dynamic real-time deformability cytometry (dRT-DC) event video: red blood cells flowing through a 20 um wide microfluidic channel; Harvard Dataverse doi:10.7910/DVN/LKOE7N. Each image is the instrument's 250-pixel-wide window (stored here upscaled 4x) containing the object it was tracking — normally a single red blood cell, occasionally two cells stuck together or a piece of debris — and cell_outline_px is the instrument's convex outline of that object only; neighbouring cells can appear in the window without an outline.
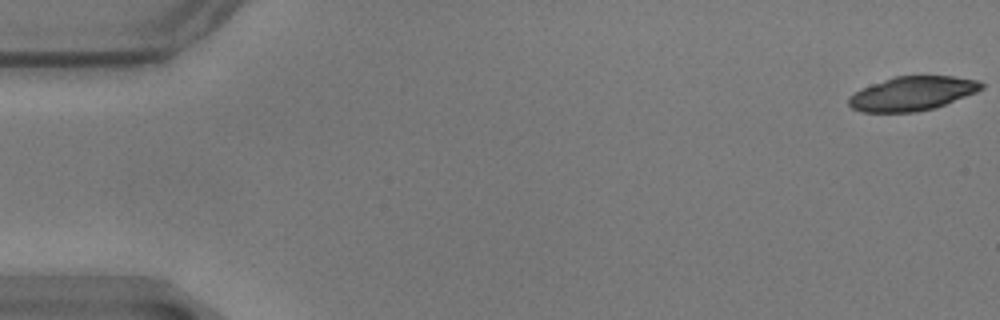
{"species": "common noctule bat (a hibernating species)", "species_latin": "Nyctalus noctula", "temperature_condition": "warm", "stored_images_in_passage": 54, "camera_frame_rate_fps": 3000, "um_per_image_px": 0.085, "animal": {"sex": "male", "body_mass_g": 17.9}, "frame": {"image": 1, "passage_image": 1, "time_ms": 0.0, "image_size_px": [1000, 320], "cell_outline_px": [[984, 88], [976, 92], [944, 104], [932, 108], [916, 112], [864, 112], [852, 108], [848, 104], [848, 96], [860, 88], [896, 76], [952, 76], [980, 80], [984, 84]], "centroid_in_image_um": [77.53, 7.94], "position_along_channel_um": 7.5, "area_um2": 26.24}}